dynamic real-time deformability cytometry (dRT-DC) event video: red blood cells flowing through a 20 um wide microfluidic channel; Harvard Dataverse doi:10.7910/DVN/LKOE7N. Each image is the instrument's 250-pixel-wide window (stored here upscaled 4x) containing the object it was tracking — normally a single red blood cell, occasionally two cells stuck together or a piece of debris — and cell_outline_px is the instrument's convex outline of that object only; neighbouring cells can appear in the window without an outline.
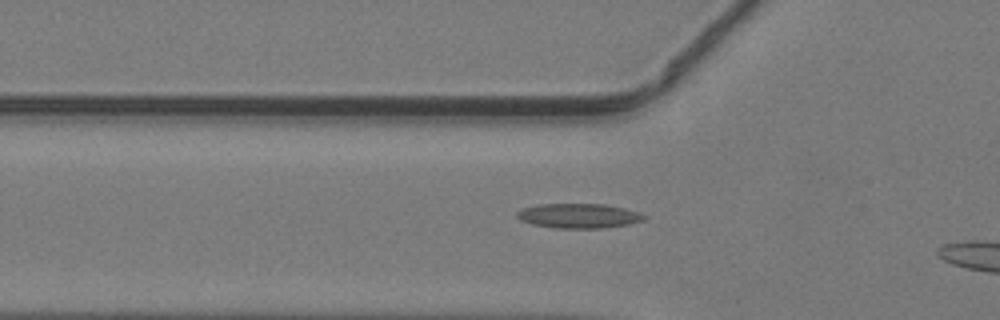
{"species": "common noctule bat (a hibernating species)", "species_latin": "Nyctalus noctula", "temperature_condition": "warm", "stored_images_in_passage": 5, "camera_frame_rate_fps": 3000, "um_per_image_px": 0.085, "animal": {"sex": "male", "body_mass_g": 19.2, "forearm_length_mm": 51.8}, "frame": {"image": 1, "passage_image": 3, "time_ms": 0.667, "image_size_px": [1000, 320], "cell_outline_px": [[644, 220], [628, 224], [600, 228], [556, 228], [532, 224], [520, 220], [516, 216], [516, 212], [524, 208], [540, 204], [604, 204], [624, 208], [636, 212], [644, 216]], "centroid_in_image_um": [49.14, 18.34], "position_along_channel_um": 76.7, "area_um2": 17.98}}